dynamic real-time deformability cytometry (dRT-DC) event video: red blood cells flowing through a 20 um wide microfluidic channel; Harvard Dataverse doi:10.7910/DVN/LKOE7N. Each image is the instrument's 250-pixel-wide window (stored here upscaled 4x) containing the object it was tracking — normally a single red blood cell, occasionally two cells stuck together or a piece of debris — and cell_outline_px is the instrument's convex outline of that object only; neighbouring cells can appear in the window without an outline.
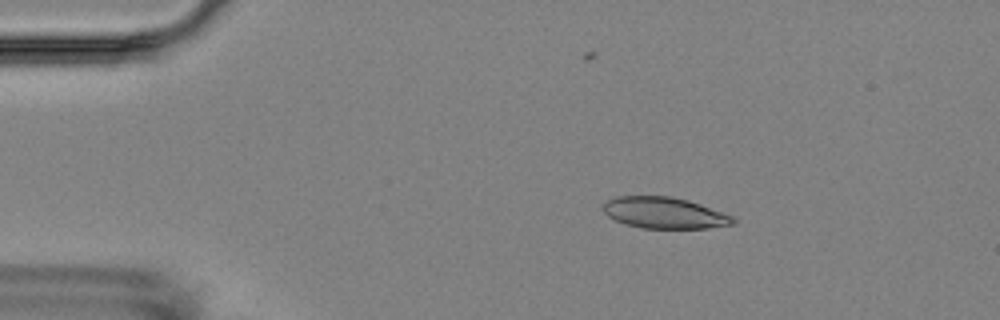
{"species": "Egyptian fruit bat (a non-hibernating species)", "species_latin": "Rousettus aegyptiacus", "temperature_condition": "room temperature", "stored_images_in_passage": 5, "camera_frame_rate_fps": 3000, "um_per_image_px": 0.085, "animal": {"sex": "female"}, "frame": {"image": 1, "passage_image": 2, "time_ms": 1.0, "image_size_px": [1000, 320], "cell_outline_px": [[736, 224], [708, 228], [640, 228], [624, 224], [608, 216], [604, 212], [604, 204], [608, 200], [616, 196], [668, 196], [688, 200], [700, 204], [732, 216], [736, 220]], "centroid_in_image_um": [56.48, 18.1], "position_along_channel_um": 28.5, "area_um2": 23.58}}